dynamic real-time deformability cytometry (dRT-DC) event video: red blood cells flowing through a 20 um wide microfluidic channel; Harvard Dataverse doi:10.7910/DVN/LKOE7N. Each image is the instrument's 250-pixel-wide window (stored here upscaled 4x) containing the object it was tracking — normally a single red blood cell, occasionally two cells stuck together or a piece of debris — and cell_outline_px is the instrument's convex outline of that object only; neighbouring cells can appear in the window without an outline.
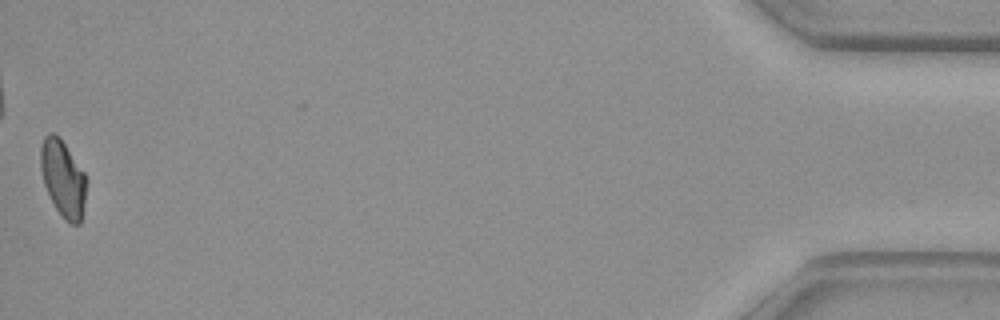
{"species": "common noctule bat (a hibernating species)", "species_latin": "Nyctalus noctula", "temperature_condition": "warm", "stored_images_in_passage": 51, "camera_frame_rate_fps": 3000, "um_per_image_px": 0.085, "animal": {"sex": "female", "body_mass_g": 29.2, "forearm_length_mm": 56.3}, "frame": {"image": 1, "passage_image": 51, "time_ms": 16.667, "image_size_px": [1000, 320], "cell_outline_px": [[88, 180], [84, 204], [80, 224], [72, 224], [64, 220], [56, 208], [44, 184], [40, 168], [40, 148], [44, 136], [48, 132], [56, 132], [60, 136], [84, 172]], "centroid_in_image_um": [5.36, 15.12], "position_along_channel_um": 429.8, "area_um2": 20.69}, "authors_computed_cell_mechanics": {"area_um2": 21.2126, "velocity_mm_per_s": 4.085, "shape_relaxation_time_tau1_ms": null, "shape_relaxation_time_tau2_ms": 7.2036, "deformation_change_tau1": null, "deformation_change_tau2": 0.1199}}